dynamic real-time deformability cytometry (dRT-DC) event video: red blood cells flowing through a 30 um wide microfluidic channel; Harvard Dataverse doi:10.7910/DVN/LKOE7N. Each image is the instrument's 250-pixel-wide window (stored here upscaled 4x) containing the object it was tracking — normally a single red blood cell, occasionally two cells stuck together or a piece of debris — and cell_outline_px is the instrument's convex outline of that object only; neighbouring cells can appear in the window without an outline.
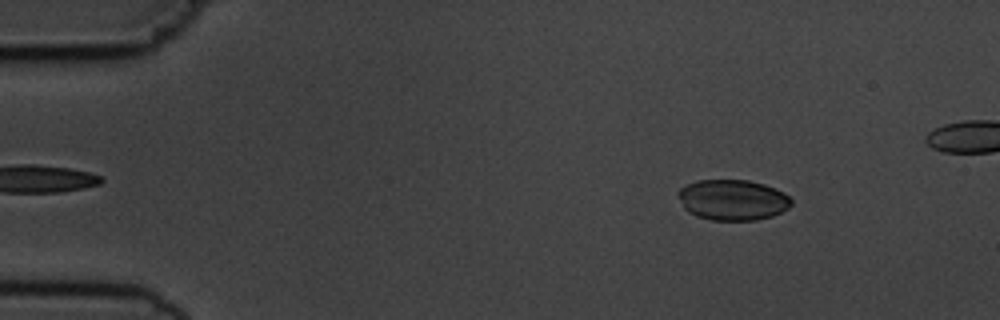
{"species": "common noctule bat (a hibernating species)", "species_latin": "Nyctalus noctula", "temperature_condition": "cold", "stored_images_in_passage": 8, "camera_frame_rate_fps": 3000, "um_per_image_px": 0.085, "animal": {"sex": "male", "body_mass_g": 19.5, "forearm_length_mm": 54.6}, "frame": {"image": 1, "passage_image": 2, "time_ms": 1.0, "image_size_px": [1000, 320], "cell_outline_px": [[792, 204], [788, 208], [772, 216], [756, 220], [712, 220], [696, 216], [688, 212], [684, 208], [676, 192], [680, 188], [696, 180], [748, 180], [764, 184], [784, 192], [792, 200]], "centroid_in_image_um": [62.26, 16.99], "position_along_channel_um": 22.7, "area_um2": 26.88}}
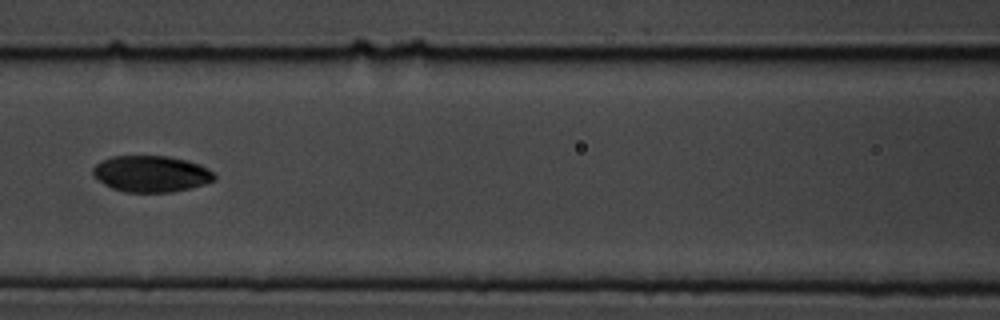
{"frame": {"image": 2, "passage_image": 6, "time_ms": 6.667, "image_size_px": [1000, 320], "cell_outline_px": [[216, 180], [192, 188], [172, 192], [124, 192], [112, 188], [104, 184], [92, 172], [92, 168], [100, 160], [112, 156], [168, 156], [188, 160], [200, 164], [208, 168], [216, 176]], "centroid_in_image_um": [12.87, 14.77], "position_along_channel_um": 153.7, "area_um2": 25.89}}
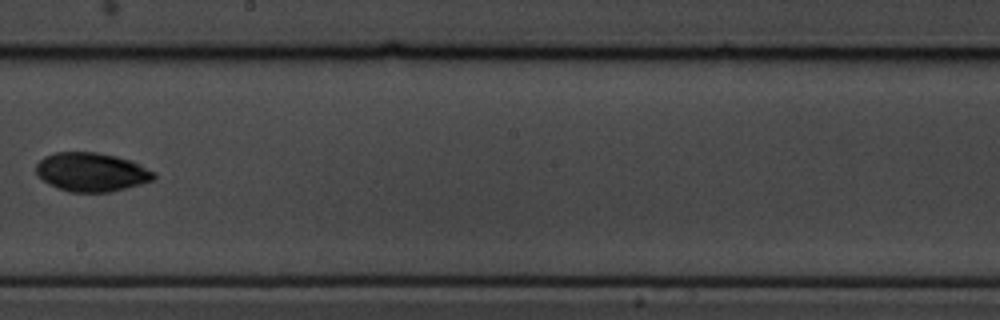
{"frame": {"image": 3, "passage_image": 8, "time_ms": 9.0, "image_size_px": [1000, 320], "cell_outline_px": [[156, 180], [108, 192], [68, 192], [56, 188], [36, 176], [36, 164], [44, 156], [56, 152], [96, 152], [116, 156], [132, 160], [156, 172]], "centroid_in_image_um": [7.78, 14.62], "position_along_channel_um": 240.4, "area_um2": 26.93}}